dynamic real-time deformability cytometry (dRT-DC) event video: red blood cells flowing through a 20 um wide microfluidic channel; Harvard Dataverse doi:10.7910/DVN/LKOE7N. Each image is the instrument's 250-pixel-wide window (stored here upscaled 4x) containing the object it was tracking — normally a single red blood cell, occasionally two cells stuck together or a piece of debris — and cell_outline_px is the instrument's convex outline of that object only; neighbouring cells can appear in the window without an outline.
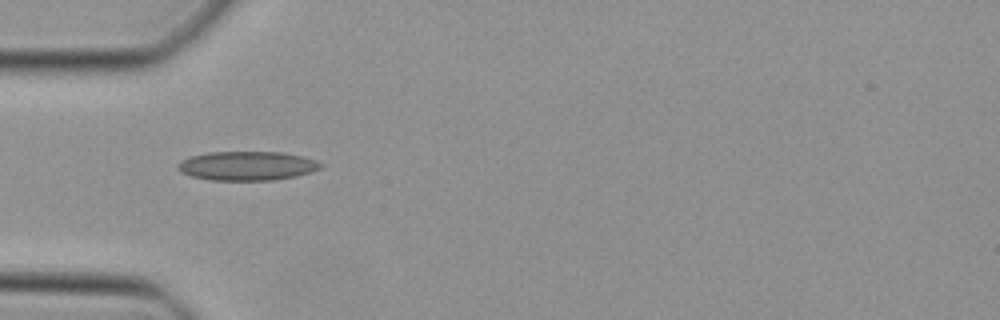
{"species": "Egyptian fruit bat (a non-hibernating species)", "species_latin": "Rousettus aegyptiacus", "temperature_condition": "cold", "stored_images_in_passage": 33, "camera_frame_rate_fps": 3000, "um_per_image_px": 0.085, "animal": {"sex": "female"}, "frame": {"image": 1, "passage_image": 1, "time_ms": 0.0, "image_size_px": [1000, 320], "cell_outline_px": [[324, 164], [320, 168], [296, 176], [272, 180], [212, 180], [192, 176], [180, 172], [176, 168], [176, 164], [188, 156], [208, 152], [284, 152], [300, 156]], "centroid_in_image_um": [20.93, 14.09], "position_along_channel_um": 64.1, "area_um2": 24.1}}
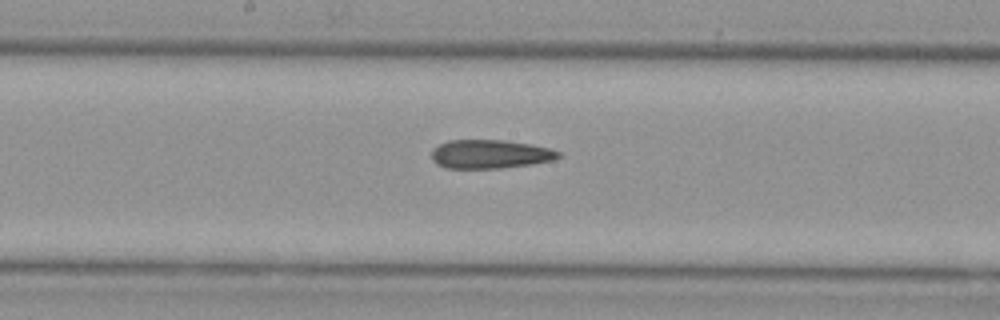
{"frame": {"image": 2, "passage_image": 11, "time_ms": 3.333, "image_size_px": [1000, 320], "cell_outline_px": [[560, 156], [556, 160], [532, 164], [500, 168], [444, 168], [436, 164], [432, 160], [432, 148], [448, 140], [504, 140], [532, 144], [552, 148], [560, 152]], "centroid_in_image_um": [41.67, 13.1], "position_along_channel_um": 206.5, "area_um2": 21.5}}
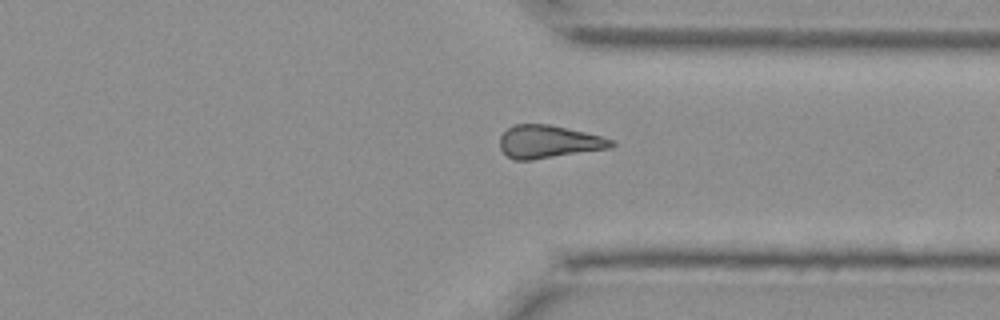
{"frame": {"image": 3, "passage_image": 22, "time_ms": 7.0, "image_size_px": [1000, 320], "cell_outline_px": [[616, 144], [612, 148], [532, 160], [516, 160], [508, 156], [500, 148], [500, 136], [508, 128], [516, 124], [548, 124], [584, 132], [616, 140]], "centroid_in_image_um": [46.66, 12.05], "position_along_channel_um": 364.7, "area_um2": 21.33}}